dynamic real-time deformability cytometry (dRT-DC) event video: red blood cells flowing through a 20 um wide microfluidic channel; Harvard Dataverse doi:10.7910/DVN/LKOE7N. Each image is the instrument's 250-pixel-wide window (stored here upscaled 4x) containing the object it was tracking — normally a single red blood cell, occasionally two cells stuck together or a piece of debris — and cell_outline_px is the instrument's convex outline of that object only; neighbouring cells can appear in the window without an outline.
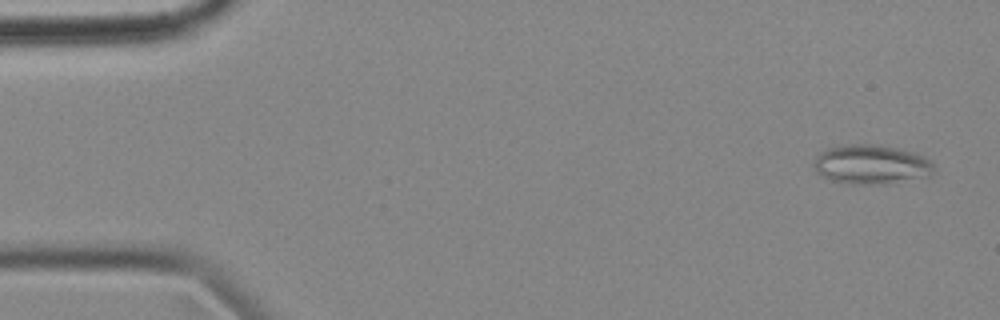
{"species": "common noctule bat (a hibernating species)", "species_latin": "Nyctalus noctula", "temperature_condition": "cold", "stored_images_in_passage": 17, "camera_frame_rate_fps": 3000, "um_per_image_px": 0.085, "animal": {"sex": "female", "body_mass_g": 18.4}, "frame": {"image": 1, "passage_image": 3, "time_ms": 0.667, "image_size_px": [1000, 320], "cell_outline_px": [[932, 172], [928, 176], [884, 184], [852, 184], [832, 180], [816, 172], [812, 164], [820, 152], [828, 148], [840, 144], [880, 144], [912, 152], [928, 160], [932, 164]], "centroid_in_image_um": [73.99, 13.97], "position_along_channel_um": 11.0, "area_um2": 27.28}}